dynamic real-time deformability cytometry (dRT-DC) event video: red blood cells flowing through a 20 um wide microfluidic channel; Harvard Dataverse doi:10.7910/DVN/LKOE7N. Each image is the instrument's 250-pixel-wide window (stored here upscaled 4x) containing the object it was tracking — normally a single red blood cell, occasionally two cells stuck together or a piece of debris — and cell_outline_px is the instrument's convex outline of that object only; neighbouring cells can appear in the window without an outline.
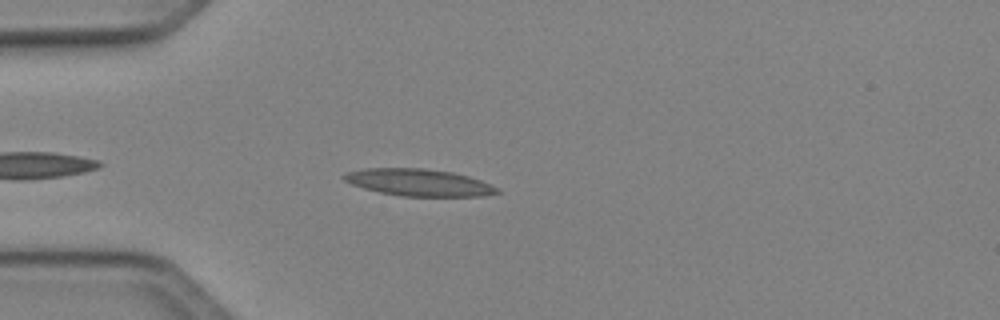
{"species": "Egyptian fruit bat (a non-hibernating species)", "species_latin": "Rousettus aegyptiacus", "temperature_condition": "cold", "stored_images_in_passage": 38, "camera_frame_rate_fps": 3000, "um_per_image_px": 0.085, "animal": {"sex": "female"}, "frame": {"image": 1, "passage_image": 5, "time_ms": 1.333, "image_size_px": [1000, 320], "cell_outline_px": [[500, 192], [480, 196], [400, 196], [380, 192], [364, 188], [352, 184], [344, 180], [340, 176], [344, 172], [364, 168], [424, 168], [452, 172], [468, 176], [492, 184], [500, 188]], "centroid_in_image_um": [35.58, 15.5], "position_along_channel_um": 49.4, "area_um2": 24.22}}
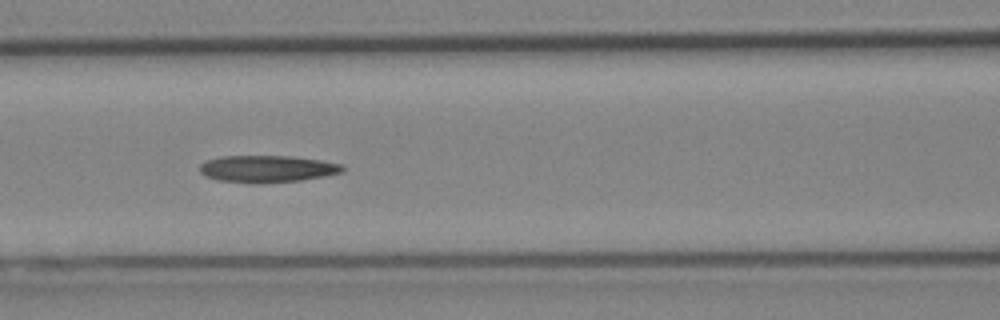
{"frame": {"image": 2, "passage_image": 13, "time_ms": 4.0, "image_size_px": [1000, 320], "cell_outline_px": [[344, 168], [340, 172], [324, 176], [300, 180], [260, 184], [256, 184], [216, 180], [204, 176], [200, 172], [200, 164], [208, 160], [224, 156], [288, 156], [320, 160], [340, 164]], "centroid_in_image_um": [22.65, 14.36], "position_along_channel_um": 144.0, "area_um2": 22.37}}
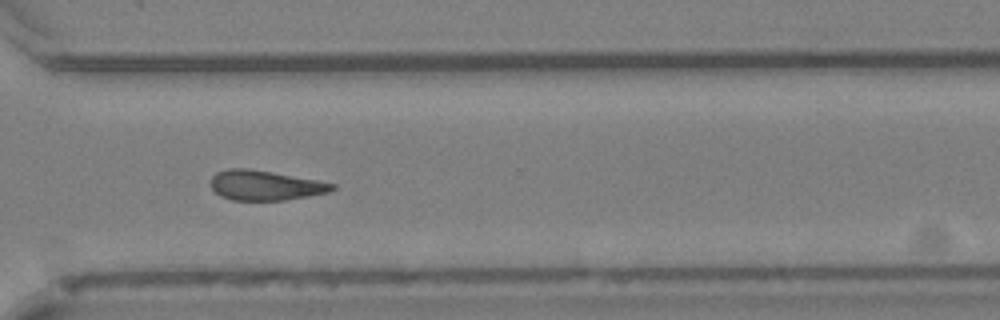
{"frame": {"image": 3, "passage_image": 28, "time_ms": 9.0, "image_size_px": [1000, 320], "cell_outline_px": [[336, 188], [328, 192], [308, 196], [284, 200], [232, 200], [220, 196], [212, 188], [212, 176], [216, 172], [228, 168], [244, 168], [272, 172], [316, 180], [336, 184]], "centroid_in_image_um": [22.53, 15.75], "position_along_channel_um": 348.1, "area_um2": 20.92}}